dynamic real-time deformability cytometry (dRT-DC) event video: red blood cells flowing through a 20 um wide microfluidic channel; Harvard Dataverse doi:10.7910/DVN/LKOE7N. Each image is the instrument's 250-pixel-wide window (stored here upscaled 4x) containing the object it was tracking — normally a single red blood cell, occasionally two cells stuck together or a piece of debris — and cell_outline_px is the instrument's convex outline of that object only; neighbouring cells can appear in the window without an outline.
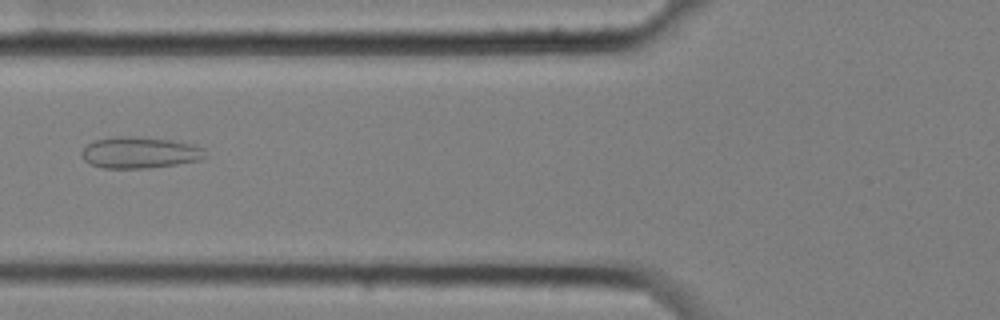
{"species": "common noctule bat (a hibernating species)", "species_latin": "Nyctalus noctula", "temperature_condition": "cold", "stored_images_in_passage": 8, "camera_frame_rate_fps": 3000, "um_per_image_px": 0.085, "animal": {"sex": "female", "body_mass_g": 25.1}, "frame": {"image": 1, "passage_image": 2, "time_ms": 0.333, "image_size_px": [1000, 320], "cell_outline_px": [[204, 156], [200, 160], [176, 164], [148, 168], [104, 168], [92, 164], [84, 160], [80, 156], [80, 152], [88, 144], [96, 140], [116, 136], [136, 136], [168, 140], [188, 144], [204, 148]], "centroid_in_image_um": [11.82, 12.97], "position_along_channel_um": 114.0, "area_um2": 22.31}}
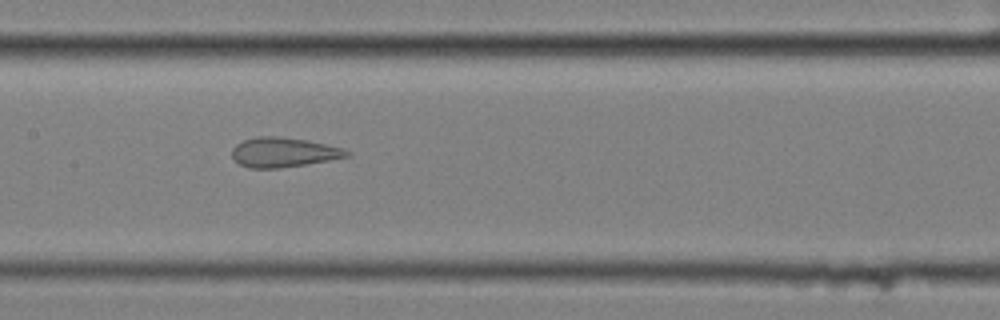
{"frame": {"image": 2, "passage_image": 4, "time_ms": 1.0, "image_size_px": [1000, 320], "cell_outline_px": [[352, 156], [280, 168], [248, 168], [240, 164], [232, 156], [232, 148], [236, 144], [244, 140], [256, 136], [280, 136], [308, 140], [344, 148], [352, 152]], "centroid_in_image_um": [24.13, 12.93], "position_along_channel_um": 183.3, "area_um2": 19.94}}
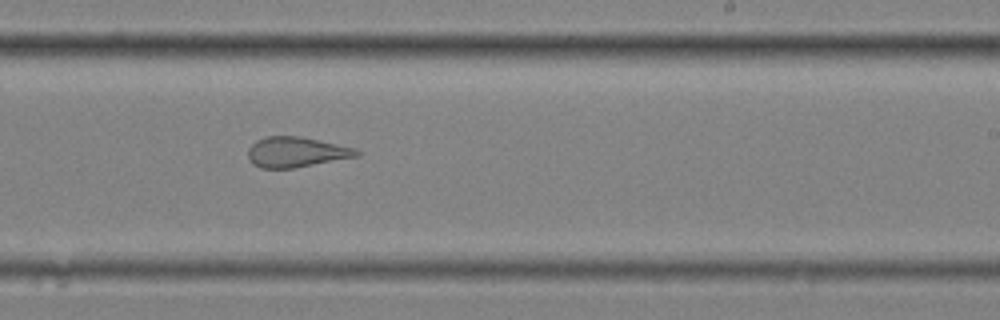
{"frame": {"image": 3, "passage_image": 6, "time_ms": 1.667, "image_size_px": [1000, 320], "cell_outline_px": [[360, 156], [292, 168], [260, 168], [252, 164], [248, 156], [248, 148], [256, 140], [264, 136], [300, 136], [356, 148], [360, 152]], "centroid_in_image_um": [25.16, 12.92], "position_along_channel_um": 263.8, "area_um2": 19.19}}